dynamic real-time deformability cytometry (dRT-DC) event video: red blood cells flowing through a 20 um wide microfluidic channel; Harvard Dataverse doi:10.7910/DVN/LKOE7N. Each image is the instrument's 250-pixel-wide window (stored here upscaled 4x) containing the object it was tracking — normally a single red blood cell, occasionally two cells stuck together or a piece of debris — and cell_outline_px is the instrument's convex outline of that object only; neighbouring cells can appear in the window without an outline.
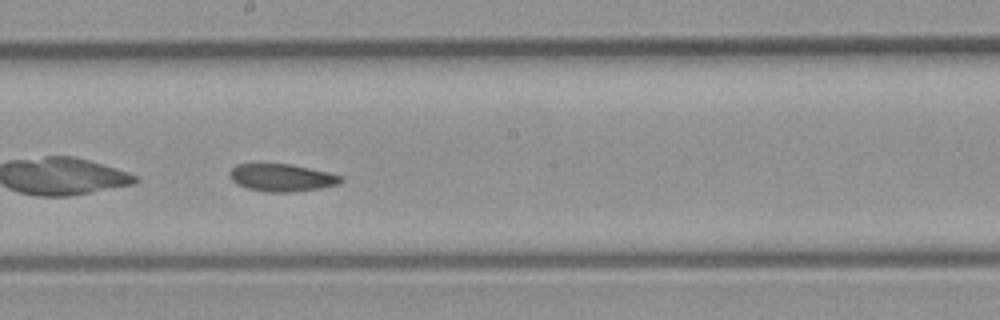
{"species": "common noctule bat (a hibernating species)", "species_latin": "Nyctalus noctula", "temperature_condition": "room temperature", "stored_images_in_passage": 39, "camera_frame_rate_fps": 3000, "um_per_image_px": 0.085, "animal": {"sex": "male", "body_mass_g": 23.1, "forearm_length_mm": 52.7}, "frame": {"image": 1, "passage_image": 23, "time_ms": 7.333, "image_size_px": [1000, 320], "cell_outline_px": [[344, 180], [340, 184], [320, 188], [292, 192], [264, 192], [248, 188], [236, 184], [232, 180], [228, 172], [236, 164], [292, 164], [328, 172], [344, 176]], "centroid_in_image_um": [23.98, 15.1], "position_along_channel_um": 224.2, "area_um2": 17.98}}
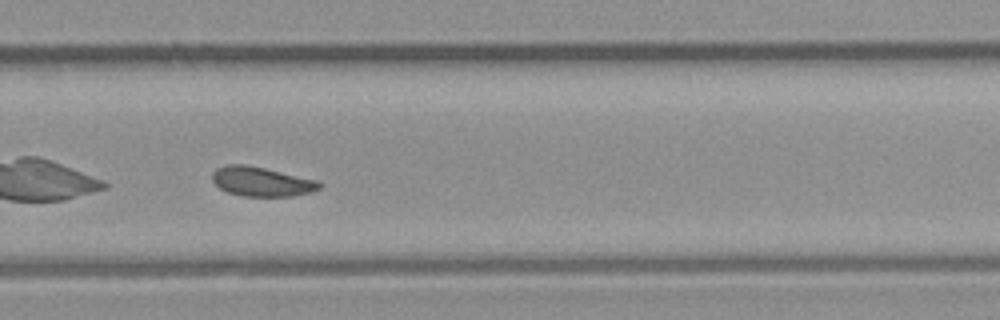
{"frame": {"image": 2, "passage_image": 28, "time_ms": 9.0, "image_size_px": [1000, 320], "cell_outline_px": [[324, 184], [320, 188], [312, 192], [292, 196], [240, 196], [228, 192], [220, 188], [212, 180], [212, 172], [216, 168], [228, 164], [244, 164], [264, 168], [316, 180]], "centroid_in_image_um": [22.22, 15.44], "position_along_channel_um": 307.6, "area_um2": 18.32}}